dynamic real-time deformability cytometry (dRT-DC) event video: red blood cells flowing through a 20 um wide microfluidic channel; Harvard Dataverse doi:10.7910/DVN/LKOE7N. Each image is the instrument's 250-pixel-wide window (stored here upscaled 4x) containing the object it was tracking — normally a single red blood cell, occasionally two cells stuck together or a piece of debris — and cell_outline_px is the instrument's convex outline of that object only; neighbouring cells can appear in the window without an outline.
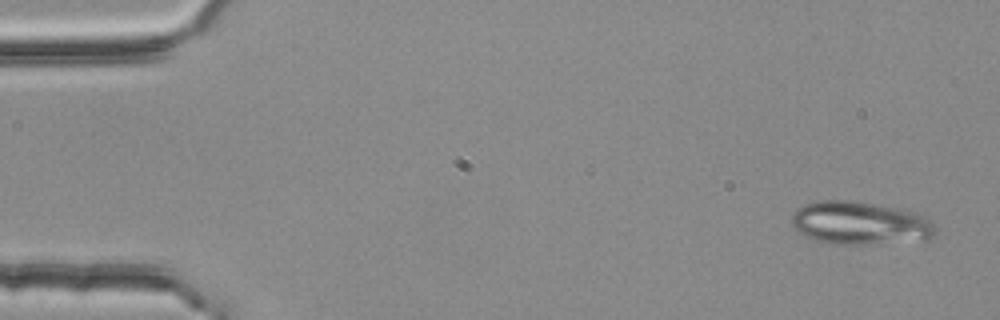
{"species": "common noctule bat (a hibernating species)", "species_latin": "Nyctalus noctula", "temperature_condition": "room temperature", "stored_images_in_passage": 5, "camera_frame_rate_fps": 3000, "um_per_image_px": 0.085, "animal": {"sex": "female", "body_mass_g": 25.1}, "frame": {"image": 1, "passage_image": 1, "time_ms": 0.0, "image_size_px": [1000, 320], "cell_outline_px": [[936, 236], [928, 240], [860, 244], [832, 244], [816, 240], [804, 236], [792, 224], [792, 212], [796, 208], [804, 204], [816, 200], [852, 200], [900, 208], [916, 212], [924, 216], [936, 228]], "centroid_in_image_um": [73.1, 18.95], "position_along_channel_um": 11.9, "area_um2": 36.41}}